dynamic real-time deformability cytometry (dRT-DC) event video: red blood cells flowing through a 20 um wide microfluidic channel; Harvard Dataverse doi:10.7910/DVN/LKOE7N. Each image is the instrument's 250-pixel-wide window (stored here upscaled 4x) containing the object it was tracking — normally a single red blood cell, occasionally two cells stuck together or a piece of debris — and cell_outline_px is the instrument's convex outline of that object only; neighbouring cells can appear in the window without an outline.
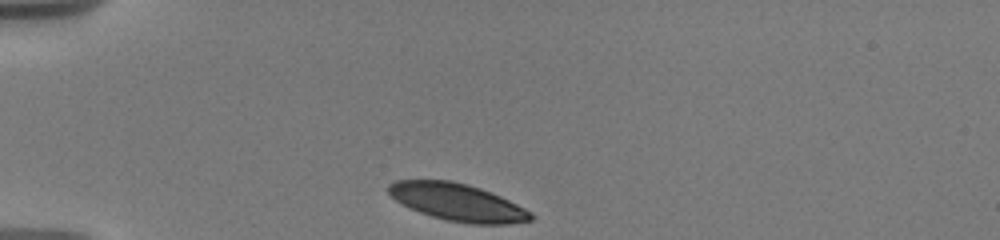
{"species": "human", "species_latin": "Homo sapiens", "temperature_condition": "warm", "stored_images_in_passage": 6, "camera_frame_rate_fps": 3000, "um_per_image_px": 0.085, "donor": {"sex": "male"}, "frame": {"image": 1, "passage_image": 1, "time_ms": 0.0, "image_size_px": [1000, 240], "cell_outline_px": [[532, 220], [508, 224], [472, 224], [448, 220], [432, 216], [420, 212], [396, 200], [388, 192], [388, 184], [396, 180], [452, 180], [468, 184], [480, 188], [500, 196], [532, 212]], "centroid_in_image_um": [38.89, 17.18], "position_along_channel_um": 46.1, "area_um2": 30.63}}
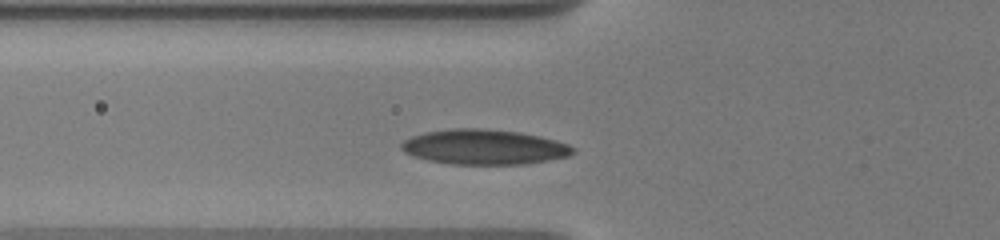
{"frame": {"image": 2, "passage_image": 5, "time_ms": 2.0, "image_size_px": [1000, 240], "cell_outline_px": [[576, 152], [568, 156], [548, 160], [524, 164], [448, 164], [428, 160], [412, 156], [404, 152], [400, 148], [400, 144], [404, 140], [412, 136], [424, 132], [456, 128], [480, 128], [520, 132], [540, 136], [556, 140], [568, 144], [576, 148]], "centroid_in_image_um": [41.15, 12.49], "position_along_channel_um": 84.7, "area_um2": 35.2}}